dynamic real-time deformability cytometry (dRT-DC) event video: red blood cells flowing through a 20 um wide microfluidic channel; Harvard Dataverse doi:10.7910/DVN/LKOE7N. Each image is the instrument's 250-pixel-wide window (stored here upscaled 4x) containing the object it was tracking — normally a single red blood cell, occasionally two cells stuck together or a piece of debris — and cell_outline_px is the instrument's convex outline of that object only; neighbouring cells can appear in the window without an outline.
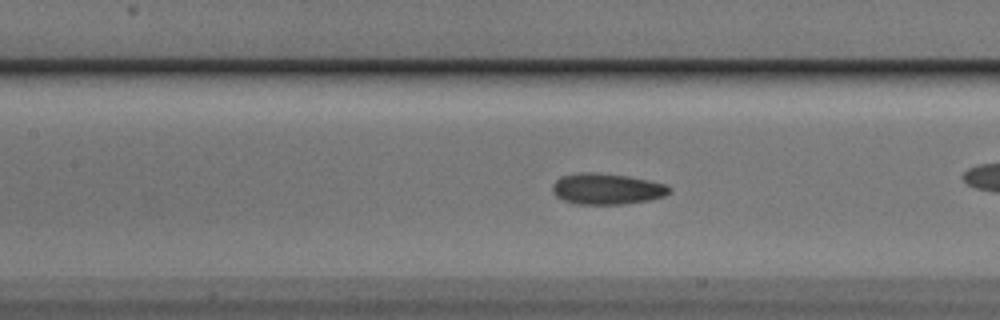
{"species": "Egyptian fruit bat (a non-hibernating species)", "species_latin": "Rousettus aegyptiacus", "temperature_condition": "cold", "stored_images_in_passage": 56, "camera_frame_rate_fps": 3000, "um_per_image_px": 0.085, "animal": {"sex": "male"}, "frame": {"image": 1, "passage_image": 25, "time_ms": 8.0, "image_size_px": [1000, 320], "cell_outline_px": [[672, 192], [664, 196], [648, 200], [624, 204], [576, 204], [564, 200], [556, 196], [552, 192], [552, 184], [556, 180], [564, 176], [580, 172], [596, 172], [628, 176], [668, 184], [672, 188]], "centroid_in_image_um": [51.61, 16.05], "position_along_channel_um": 155.8, "area_um2": 21.27}}
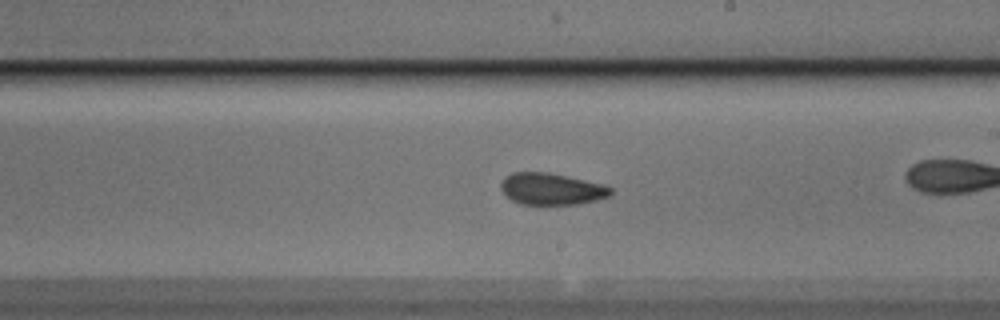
{"frame": {"image": 2, "passage_image": 32, "time_ms": 10.333, "image_size_px": [1000, 320], "cell_outline_px": [[612, 196], [580, 204], [520, 204], [512, 200], [500, 188], [500, 184], [504, 176], [512, 172], [548, 172], [604, 184], [612, 188]], "centroid_in_image_um": [46.89, 16.05], "position_along_channel_um": 242.1, "area_um2": 20.4}, "authors_computed_cell_mechanics": {"area_um2": 20.4612, "velocity_mm_per_s": 3.7112, "shape_relaxation_time_tau1_ms": 7.9113, "shape_relaxation_time_tau2_ms": 1.8078, "deformation_change_tau1": 0.1363, "deformation_change_tau2": 0.0781}}